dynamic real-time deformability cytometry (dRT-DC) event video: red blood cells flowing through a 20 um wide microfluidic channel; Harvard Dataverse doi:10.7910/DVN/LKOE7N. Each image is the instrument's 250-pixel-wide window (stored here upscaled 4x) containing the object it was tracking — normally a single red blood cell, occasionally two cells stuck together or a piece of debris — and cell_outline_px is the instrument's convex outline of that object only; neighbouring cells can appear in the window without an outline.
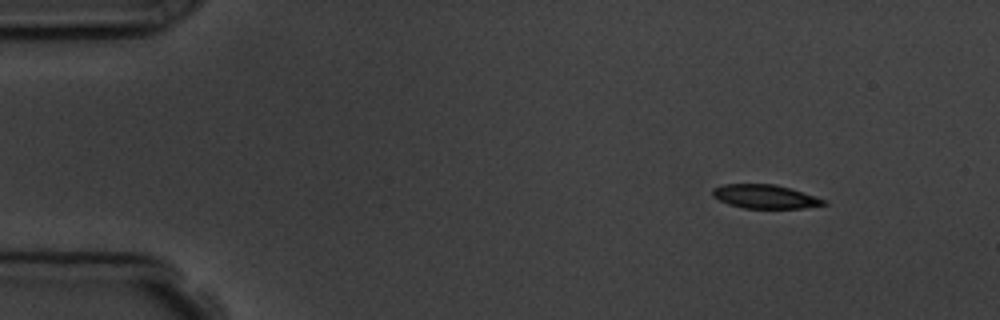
{"species": "common noctule bat (a hibernating species)", "species_latin": "Nyctalus noctula", "temperature_condition": "room temperature", "stored_images_in_passage": 4, "segment_of_instrument_passage": [1, 2], "camera_frame_rate_fps": 3000, "um_per_image_px": 0.085, "animal": {"sex": "male", "body_mass_g": 19.5, "forearm_length_mm": 54.6}, "frame": {"image": 1, "passage_image": 1, "time_ms": 0.0, "image_size_px": [1000, 320], "cell_outline_px": [[828, 204], [804, 208], [744, 208], [728, 204], [712, 196], [712, 188], [724, 184], [776, 184], [824, 200]], "centroid_in_image_um": [64.96, 16.71], "position_along_channel_um": 20.0, "area_um2": 15.14}}